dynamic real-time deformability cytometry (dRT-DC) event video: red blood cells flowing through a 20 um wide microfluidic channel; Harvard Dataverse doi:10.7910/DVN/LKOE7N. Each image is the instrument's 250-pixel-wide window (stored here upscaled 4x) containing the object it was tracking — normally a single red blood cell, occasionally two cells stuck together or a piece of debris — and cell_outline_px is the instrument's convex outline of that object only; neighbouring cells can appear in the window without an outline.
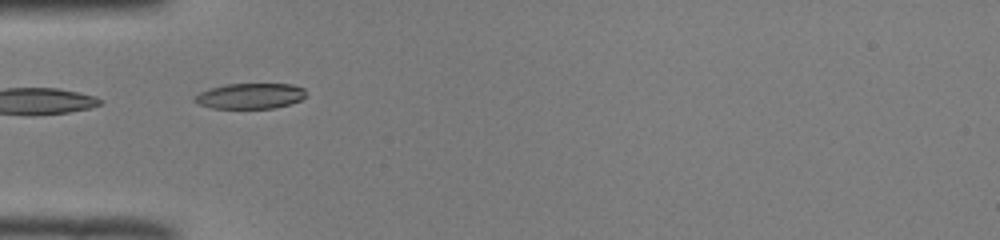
{"species": "common noctule bat (a hibernating species)", "species_latin": "Nyctalus noctula", "temperature_condition": "room temperature", "stored_images_in_passage": 36, "camera_frame_rate_fps": 3000, "um_per_image_px": 0.085, "animal": {"sex": "male", "body_mass_g": 19.0, "forearm_length_mm": 50.8}, "frame": {"image": 1, "passage_image": 1, "time_ms": 0.0, "image_size_px": [1000, 240], "cell_outline_px": [[304, 96], [300, 100], [276, 108], [212, 108], [200, 104], [192, 100], [192, 96], [200, 92], [212, 88], [228, 84], [292, 84], [304, 88]], "centroid_in_image_um": [21.24, 8.16], "position_along_channel_um": 63.8, "area_um2": 16.42}}
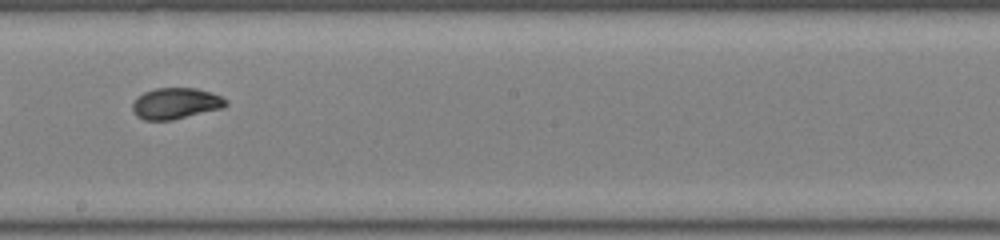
{"frame": {"image": 2, "passage_image": 14, "time_ms": 4.333, "image_size_px": [1000, 240], "cell_outline_px": [[228, 104], [220, 108], [172, 120], [144, 120], [136, 116], [132, 112], [132, 104], [144, 92], [156, 88], [196, 88], [220, 96], [228, 100]], "centroid_in_image_um": [14.9, 8.79], "position_along_channel_um": 233.3, "area_um2": 16.7}}
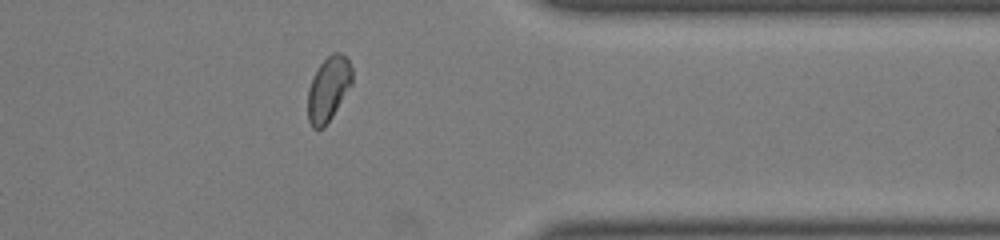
{"frame": {"image": 3, "passage_image": 26, "time_ms": 8.333, "image_size_px": [1000, 240], "cell_outline_px": [[352, 84], [332, 116], [324, 128], [312, 128], [308, 120], [308, 88], [312, 76], [320, 64], [332, 52], [340, 52], [348, 56], [352, 68]], "centroid_in_image_um": [27.92, 7.52], "position_along_channel_um": 383.5, "area_um2": 16.82}, "authors_computed_cell_mechanics": {"area_um2": 17.0799, "velocity_mm_per_s": 3.9518, "shape_relaxation_time_tau1_ms": 6.0145, "shape_relaxation_time_tau2_ms": 1.1526, "deformation_change_tau1": 0.2085, "deformation_change_tau2": 0.0494}}